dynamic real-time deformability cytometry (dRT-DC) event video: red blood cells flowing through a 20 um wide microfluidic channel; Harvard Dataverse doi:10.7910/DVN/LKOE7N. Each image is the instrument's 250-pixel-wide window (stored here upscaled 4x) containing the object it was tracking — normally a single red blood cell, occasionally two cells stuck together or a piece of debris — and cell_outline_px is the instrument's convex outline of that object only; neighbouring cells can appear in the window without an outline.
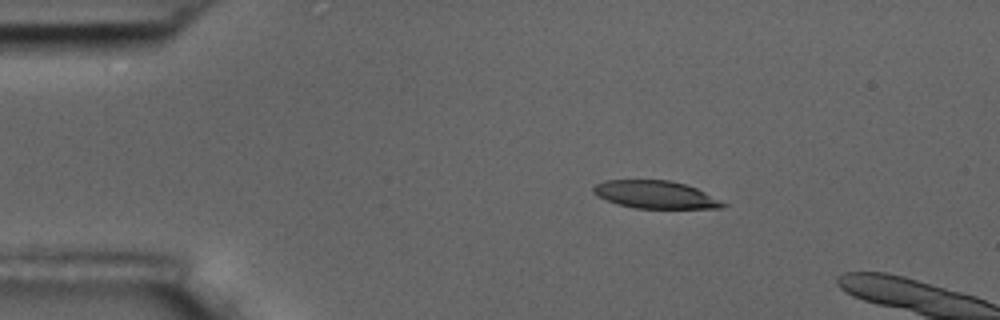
{"species": "common noctule bat (a hibernating species)", "species_latin": "Nyctalus noctula", "temperature_condition": "room temperature", "stored_images_in_passage": 3, "camera_frame_rate_fps": 3000, "um_per_image_px": 0.085, "animal": {"sex": "male", "body_mass_g": 17.5, "forearm_length_mm": 52.3}, "frame": {"image": 1, "passage_image": 2, "time_ms": 1.333, "image_size_px": [1000, 320], "cell_outline_px": [[728, 204], [720, 208], [636, 208], [616, 204], [596, 196], [592, 192], [592, 188], [596, 184], [604, 180], [668, 180], [684, 184], [696, 188]], "centroid_in_image_um": [55.65, 16.54], "position_along_channel_um": 29.3, "area_um2": 20.81}}